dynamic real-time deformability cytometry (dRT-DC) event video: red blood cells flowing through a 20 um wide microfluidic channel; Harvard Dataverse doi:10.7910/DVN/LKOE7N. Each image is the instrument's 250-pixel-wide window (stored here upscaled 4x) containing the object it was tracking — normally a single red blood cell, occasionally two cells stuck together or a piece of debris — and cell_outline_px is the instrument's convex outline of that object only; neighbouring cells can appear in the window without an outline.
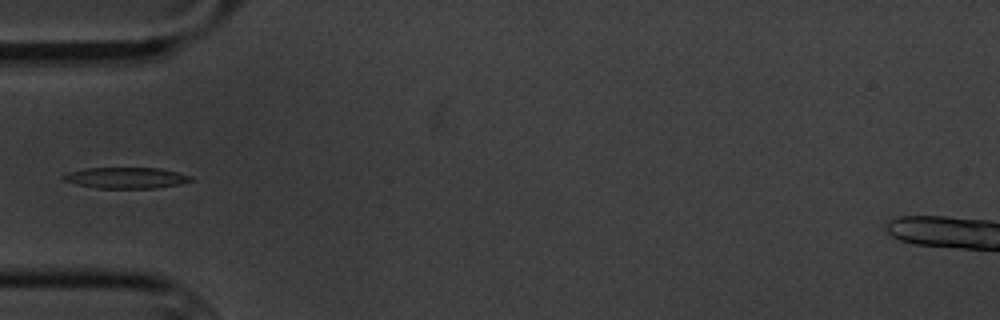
{"species": "common noctule bat (a hibernating species)", "species_latin": "Nyctalus noctula", "temperature_condition": "cold", "stored_images_in_passage": 4, "camera_frame_rate_fps": 3000, "um_per_image_px": 0.085, "animal": {"sex": "male", "body_mass_g": 20.1, "forearm_length_mm": 53.5}, "frame": {"image": 1, "passage_image": 4, "time_ms": 4.333, "image_size_px": [1000, 320], "cell_outline_px": [[196, 180], [180, 184], [156, 188], [96, 188], [76, 184], [64, 180], [60, 176], [68, 172], [84, 168], [160, 168], [192, 176]], "centroid_in_image_um": [10.73, 15.12], "position_along_channel_um": 74.3, "area_um2": 15.72}}